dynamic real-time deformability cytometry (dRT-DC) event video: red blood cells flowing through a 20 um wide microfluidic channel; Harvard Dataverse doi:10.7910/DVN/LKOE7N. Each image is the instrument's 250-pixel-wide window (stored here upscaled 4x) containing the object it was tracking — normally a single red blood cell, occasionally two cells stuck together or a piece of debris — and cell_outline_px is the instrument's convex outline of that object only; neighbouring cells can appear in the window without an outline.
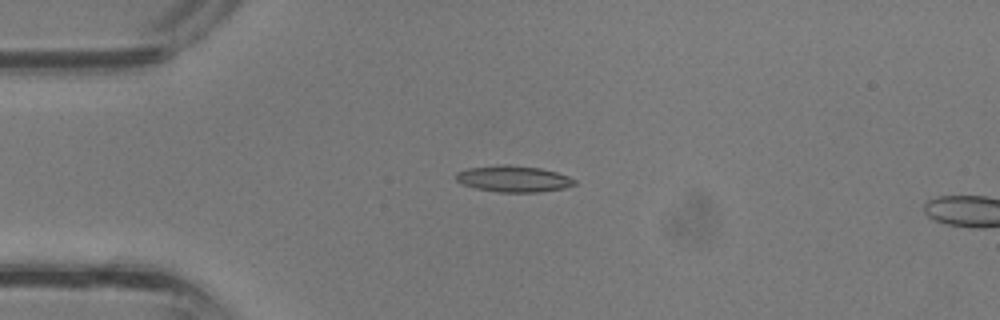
{"species": "common noctule bat (a hibernating species)", "species_latin": "Nyctalus noctula", "temperature_condition": "room temperature", "stored_images_in_passage": 7, "camera_frame_rate_fps": 3000, "um_per_image_px": 0.085, "animal": {"sex": "male", "body_mass_g": 13.3}, "frame": {"image": 1, "passage_image": 5, "time_ms": 1.333, "image_size_px": [1000, 320], "cell_outline_px": [[576, 184], [564, 188], [540, 192], [500, 192], [476, 188], [460, 184], [456, 180], [456, 172], [468, 168], [500, 164], [508, 164], [540, 168], [556, 172], [568, 176], [576, 180]], "centroid_in_image_um": [43.63, 15.19], "position_along_channel_um": 41.4, "area_um2": 18.26}}